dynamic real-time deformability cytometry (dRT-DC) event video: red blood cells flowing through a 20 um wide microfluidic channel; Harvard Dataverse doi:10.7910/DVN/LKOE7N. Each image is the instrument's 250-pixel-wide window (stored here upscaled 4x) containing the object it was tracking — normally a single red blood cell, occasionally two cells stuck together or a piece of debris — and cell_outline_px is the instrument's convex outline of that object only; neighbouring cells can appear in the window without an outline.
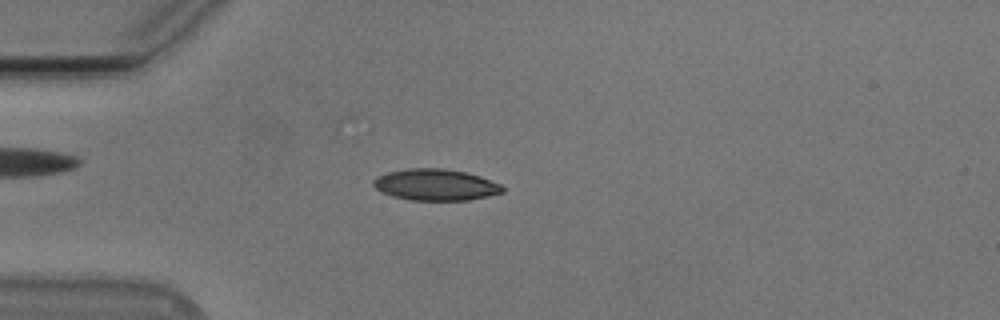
{"species": "Egyptian fruit bat (a non-hibernating species)", "species_latin": "Rousettus aegyptiacus", "temperature_condition": "cold", "stored_images_in_passage": 53, "camera_frame_rate_fps": 3000, "um_per_image_px": 0.085, "animal": {"sex": "male"}, "frame": {"image": 1, "passage_image": 13, "time_ms": 4.0, "image_size_px": [1000, 320], "cell_outline_px": [[504, 192], [488, 196], [468, 200], [408, 200], [392, 196], [380, 192], [372, 184], [372, 180], [376, 176], [388, 172], [408, 168], [444, 168], [464, 172], [480, 176], [500, 184], [504, 188]], "centroid_in_image_um": [36.99, 15.7], "position_along_channel_um": 48.0, "area_um2": 23.76}}
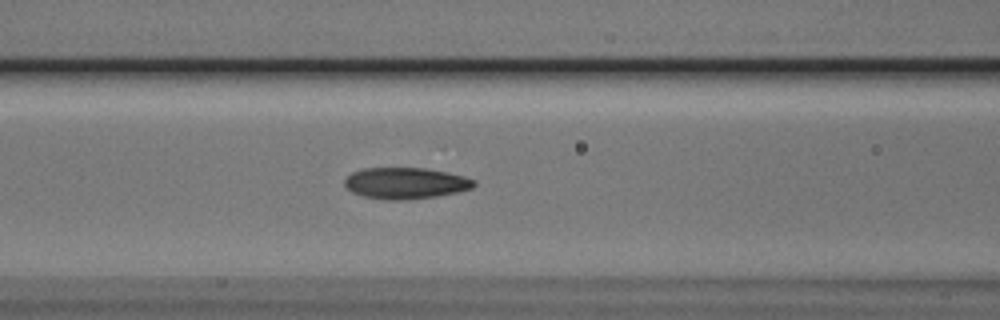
{"frame": {"image": 2, "passage_image": 21, "time_ms": 6.667, "image_size_px": [1000, 320], "cell_outline_px": [[476, 184], [472, 188], [456, 192], [436, 196], [400, 200], [384, 200], [364, 196], [352, 192], [344, 184], [344, 180], [352, 172], [364, 168], [424, 168], [464, 176], [476, 180]], "centroid_in_image_um": [34.46, 15.57], "position_along_channel_um": 132.1, "area_um2": 23.41}}
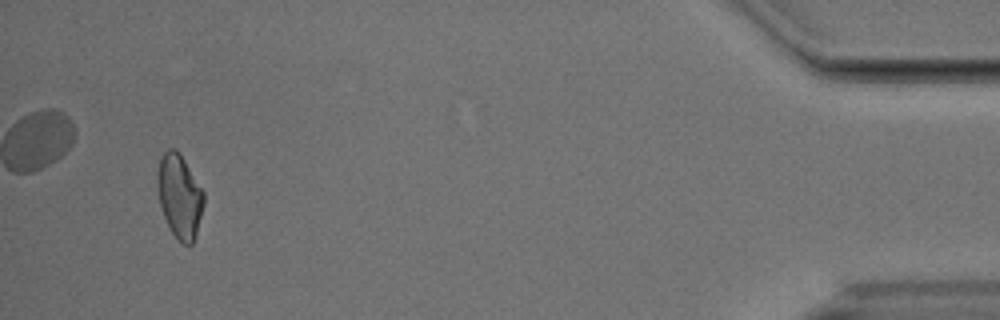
{"frame": {"image": 3, "passage_image": 50, "time_ms": 16.333, "image_size_px": [1000, 320], "cell_outline_px": [[204, 204], [196, 236], [192, 244], [184, 244], [172, 232], [164, 216], [160, 204], [156, 184], [156, 180], [160, 156], [168, 148], [176, 148], [180, 152], [204, 192]], "centroid_in_image_um": [15.26, 16.63], "position_along_channel_um": 419.9, "area_um2": 22.66}, "authors_computed_cell_mechanics": {"area_um2": 22.7732, "velocity_mm_per_s": 3.7644, "shape_relaxation_time_tau1_ms": 4.7924, "shape_relaxation_time_tau2_ms": 2.3536, "deformation_change_tau1": 0.1258, "deformation_change_tau2": 0.0821}}